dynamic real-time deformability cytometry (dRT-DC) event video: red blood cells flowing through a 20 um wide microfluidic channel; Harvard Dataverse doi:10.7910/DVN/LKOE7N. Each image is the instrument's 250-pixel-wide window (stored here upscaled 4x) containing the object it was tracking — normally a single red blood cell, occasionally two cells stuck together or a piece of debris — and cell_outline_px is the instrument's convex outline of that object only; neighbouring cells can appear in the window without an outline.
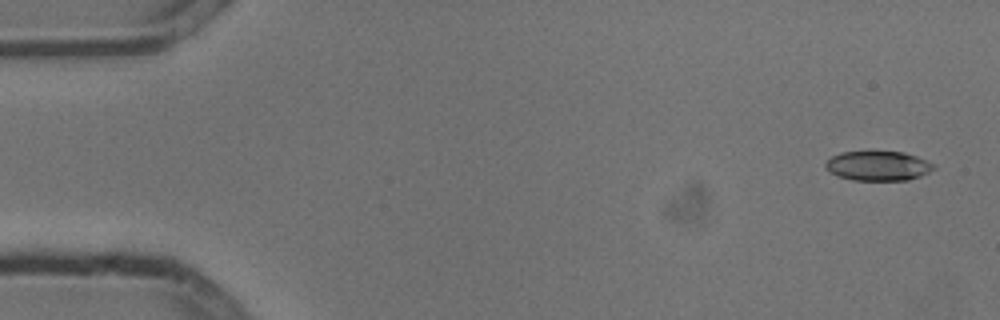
{"species": "common noctule bat (a hibernating species)", "species_latin": "Nyctalus noctula", "temperature_condition": "cold", "stored_images_in_passage": 2, "camera_frame_rate_fps": 3000, "um_per_image_px": 0.085, "animal": {"sex": "male", "body_mass_g": 13.3}, "frame": {"image": 1, "passage_image": 2, "time_ms": 0.333, "image_size_px": [1000, 320], "cell_outline_px": [[936, 168], [920, 176], [908, 180], [852, 180], [836, 176], [824, 164], [832, 156], [840, 152], [904, 152], [916, 156], [936, 164]], "centroid_in_image_um": [74.66, 14.1], "position_along_channel_um": 10.3, "area_um2": 18.55}}